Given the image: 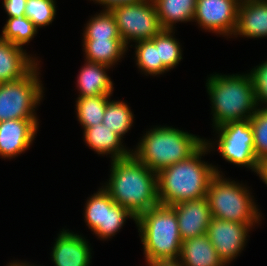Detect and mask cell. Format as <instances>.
I'll return each instance as SVG.
<instances>
[{
	"label": "cell",
	"mask_w": 267,
	"mask_h": 266,
	"mask_svg": "<svg viewBox=\"0 0 267 266\" xmlns=\"http://www.w3.org/2000/svg\"><path fill=\"white\" fill-rule=\"evenodd\" d=\"M109 180L102 183L115 203L135 217L158 204L157 173L145 166L133 153L111 160Z\"/></svg>",
	"instance_id": "obj_1"
},
{
	"label": "cell",
	"mask_w": 267,
	"mask_h": 266,
	"mask_svg": "<svg viewBox=\"0 0 267 266\" xmlns=\"http://www.w3.org/2000/svg\"><path fill=\"white\" fill-rule=\"evenodd\" d=\"M208 152L210 153L207 145L203 143L187 159L157 173L160 204L172 206L206 197L211 179L216 174H223L212 163L201 160Z\"/></svg>",
	"instance_id": "obj_2"
},
{
	"label": "cell",
	"mask_w": 267,
	"mask_h": 266,
	"mask_svg": "<svg viewBox=\"0 0 267 266\" xmlns=\"http://www.w3.org/2000/svg\"><path fill=\"white\" fill-rule=\"evenodd\" d=\"M206 89L211 101L212 126L250 119L258 109L250 73L210 74Z\"/></svg>",
	"instance_id": "obj_3"
},
{
	"label": "cell",
	"mask_w": 267,
	"mask_h": 266,
	"mask_svg": "<svg viewBox=\"0 0 267 266\" xmlns=\"http://www.w3.org/2000/svg\"><path fill=\"white\" fill-rule=\"evenodd\" d=\"M140 139L132 153L155 173L187 159L204 143V138L165 125L146 130Z\"/></svg>",
	"instance_id": "obj_4"
},
{
	"label": "cell",
	"mask_w": 267,
	"mask_h": 266,
	"mask_svg": "<svg viewBox=\"0 0 267 266\" xmlns=\"http://www.w3.org/2000/svg\"><path fill=\"white\" fill-rule=\"evenodd\" d=\"M134 223L143 244L146 263L179 259L183 241L177 215L171 206L158 204L139 214Z\"/></svg>",
	"instance_id": "obj_5"
},
{
	"label": "cell",
	"mask_w": 267,
	"mask_h": 266,
	"mask_svg": "<svg viewBox=\"0 0 267 266\" xmlns=\"http://www.w3.org/2000/svg\"><path fill=\"white\" fill-rule=\"evenodd\" d=\"M223 175L216 174L211 179L206 193L212 217L248 226L260 224L261 210L249 187Z\"/></svg>",
	"instance_id": "obj_6"
},
{
	"label": "cell",
	"mask_w": 267,
	"mask_h": 266,
	"mask_svg": "<svg viewBox=\"0 0 267 266\" xmlns=\"http://www.w3.org/2000/svg\"><path fill=\"white\" fill-rule=\"evenodd\" d=\"M39 65L19 80L0 83V122L9 119H38L36 107L40 106L44 96Z\"/></svg>",
	"instance_id": "obj_7"
},
{
	"label": "cell",
	"mask_w": 267,
	"mask_h": 266,
	"mask_svg": "<svg viewBox=\"0 0 267 266\" xmlns=\"http://www.w3.org/2000/svg\"><path fill=\"white\" fill-rule=\"evenodd\" d=\"M214 131L218 134L216 141L204 139L209 151L217 148L226 162L245 166L257 174L259 161L254 151L253 131L249 119L223 124L214 128ZM213 145H217L216 148Z\"/></svg>",
	"instance_id": "obj_8"
},
{
	"label": "cell",
	"mask_w": 267,
	"mask_h": 266,
	"mask_svg": "<svg viewBox=\"0 0 267 266\" xmlns=\"http://www.w3.org/2000/svg\"><path fill=\"white\" fill-rule=\"evenodd\" d=\"M110 11L115 18L119 35L127 47L131 42L151 40L162 30L153 0L120 5Z\"/></svg>",
	"instance_id": "obj_9"
},
{
	"label": "cell",
	"mask_w": 267,
	"mask_h": 266,
	"mask_svg": "<svg viewBox=\"0 0 267 266\" xmlns=\"http://www.w3.org/2000/svg\"><path fill=\"white\" fill-rule=\"evenodd\" d=\"M87 199L84 222L100 240L108 241V238L114 237L128 218L136 221V217L128 209L115 203L102 186Z\"/></svg>",
	"instance_id": "obj_10"
},
{
	"label": "cell",
	"mask_w": 267,
	"mask_h": 266,
	"mask_svg": "<svg viewBox=\"0 0 267 266\" xmlns=\"http://www.w3.org/2000/svg\"><path fill=\"white\" fill-rule=\"evenodd\" d=\"M253 228L255 226L212 217L206 234L219 258L228 266L244 250Z\"/></svg>",
	"instance_id": "obj_11"
},
{
	"label": "cell",
	"mask_w": 267,
	"mask_h": 266,
	"mask_svg": "<svg viewBox=\"0 0 267 266\" xmlns=\"http://www.w3.org/2000/svg\"><path fill=\"white\" fill-rule=\"evenodd\" d=\"M238 6L236 0H197L193 21L207 32L231 38L237 24Z\"/></svg>",
	"instance_id": "obj_12"
},
{
	"label": "cell",
	"mask_w": 267,
	"mask_h": 266,
	"mask_svg": "<svg viewBox=\"0 0 267 266\" xmlns=\"http://www.w3.org/2000/svg\"><path fill=\"white\" fill-rule=\"evenodd\" d=\"M39 119H9L0 122V157L12 159L24 153L36 138Z\"/></svg>",
	"instance_id": "obj_13"
},
{
	"label": "cell",
	"mask_w": 267,
	"mask_h": 266,
	"mask_svg": "<svg viewBox=\"0 0 267 266\" xmlns=\"http://www.w3.org/2000/svg\"><path fill=\"white\" fill-rule=\"evenodd\" d=\"M81 234L62 229L51 251L54 266H90L92 249Z\"/></svg>",
	"instance_id": "obj_14"
},
{
	"label": "cell",
	"mask_w": 267,
	"mask_h": 266,
	"mask_svg": "<svg viewBox=\"0 0 267 266\" xmlns=\"http://www.w3.org/2000/svg\"><path fill=\"white\" fill-rule=\"evenodd\" d=\"M171 207L177 215L182 241L207 232L212 215L206 197L181 202Z\"/></svg>",
	"instance_id": "obj_15"
},
{
	"label": "cell",
	"mask_w": 267,
	"mask_h": 266,
	"mask_svg": "<svg viewBox=\"0 0 267 266\" xmlns=\"http://www.w3.org/2000/svg\"><path fill=\"white\" fill-rule=\"evenodd\" d=\"M30 55L23 47L0 38V83L19 80L40 63Z\"/></svg>",
	"instance_id": "obj_16"
},
{
	"label": "cell",
	"mask_w": 267,
	"mask_h": 266,
	"mask_svg": "<svg viewBox=\"0 0 267 266\" xmlns=\"http://www.w3.org/2000/svg\"><path fill=\"white\" fill-rule=\"evenodd\" d=\"M233 35L236 38H267V0L239 4Z\"/></svg>",
	"instance_id": "obj_17"
},
{
	"label": "cell",
	"mask_w": 267,
	"mask_h": 266,
	"mask_svg": "<svg viewBox=\"0 0 267 266\" xmlns=\"http://www.w3.org/2000/svg\"><path fill=\"white\" fill-rule=\"evenodd\" d=\"M83 139L91 150L102 156L109 154L111 160L132 154V150L122 144L123 139L103 123L83 129Z\"/></svg>",
	"instance_id": "obj_18"
},
{
	"label": "cell",
	"mask_w": 267,
	"mask_h": 266,
	"mask_svg": "<svg viewBox=\"0 0 267 266\" xmlns=\"http://www.w3.org/2000/svg\"><path fill=\"white\" fill-rule=\"evenodd\" d=\"M111 67L90 61L84 62L77 75L78 97L112 95L113 81L106 73Z\"/></svg>",
	"instance_id": "obj_19"
},
{
	"label": "cell",
	"mask_w": 267,
	"mask_h": 266,
	"mask_svg": "<svg viewBox=\"0 0 267 266\" xmlns=\"http://www.w3.org/2000/svg\"><path fill=\"white\" fill-rule=\"evenodd\" d=\"M178 260L183 266H226L206 233L183 241Z\"/></svg>",
	"instance_id": "obj_20"
},
{
	"label": "cell",
	"mask_w": 267,
	"mask_h": 266,
	"mask_svg": "<svg viewBox=\"0 0 267 266\" xmlns=\"http://www.w3.org/2000/svg\"><path fill=\"white\" fill-rule=\"evenodd\" d=\"M86 61L114 67L126 55L128 47L122 39H82Z\"/></svg>",
	"instance_id": "obj_21"
},
{
	"label": "cell",
	"mask_w": 267,
	"mask_h": 266,
	"mask_svg": "<svg viewBox=\"0 0 267 266\" xmlns=\"http://www.w3.org/2000/svg\"><path fill=\"white\" fill-rule=\"evenodd\" d=\"M162 29L174 30L176 23L193 22L197 0H153ZM175 25V26H174Z\"/></svg>",
	"instance_id": "obj_22"
},
{
	"label": "cell",
	"mask_w": 267,
	"mask_h": 266,
	"mask_svg": "<svg viewBox=\"0 0 267 266\" xmlns=\"http://www.w3.org/2000/svg\"><path fill=\"white\" fill-rule=\"evenodd\" d=\"M112 95L77 97L76 117L83 129L103 123L104 112Z\"/></svg>",
	"instance_id": "obj_23"
},
{
	"label": "cell",
	"mask_w": 267,
	"mask_h": 266,
	"mask_svg": "<svg viewBox=\"0 0 267 266\" xmlns=\"http://www.w3.org/2000/svg\"><path fill=\"white\" fill-rule=\"evenodd\" d=\"M133 123L134 113L126 102L108 100L103 117L104 125L123 139V136L131 130Z\"/></svg>",
	"instance_id": "obj_24"
},
{
	"label": "cell",
	"mask_w": 267,
	"mask_h": 266,
	"mask_svg": "<svg viewBox=\"0 0 267 266\" xmlns=\"http://www.w3.org/2000/svg\"><path fill=\"white\" fill-rule=\"evenodd\" d=\"M135 62L137 68L146 76H159L169 70L159 60L158 48L152 40L135 42ZM148 74V75H147Z\"/></svg>",
	"instance_id": "obj_25"
},
{
	"label": "cell",
	"mask_w": 267,
	"mask_h": 266,
	"mask_svg": "<svg viewBox=\"0 0 267 266\" xmlns=\"http://www.w3.org/2000/svg\"><path fill=\"white\" fill-rule=\"evenodd\" d=\"M84 27L83 39H121L115 18L108 10L96 13Z\"/></svg>",
	"instance_id": "obj_26"
},
{
	"label": "cell",
	"mask_w": 267,
	"mask_h": 266,
	"mask_svg": "<svg viewBox=\"0 0 267 266\" xmlns=\"http://www.w3.org/2000/svg\"><path fill=\"white\" fill-rule=\"evenodd\" d=\"M174 34L175 30L162 29L151 39L158 48L159 60L168 70L178 66L183 59L182 47L179 40L173 36Z\"/></svg>",
	"instance_id": "obj_27"
},
{
	"label": "cell",
	"mask_w": 267,
	"mask_h": 266,
	"mask_svg": "<svg viewBox=\"0 0 267 266\" xmlns=\"http://www.w3.org/2000/svg\"><path fill=\"white\" fill-rule=\"evenodd\" d=\"M37 33L38 29L34 26L33 22L26 16H19L6 20L0 38L14 45L23 47L30 43Z\"/></svg>",
	"instance_id": "obj_28"
},
{
	"label": "cell",
	"mask_w": 267,
	"mask_h": 266,
	"mask_svg": "<svg viewBox=\"0 0 267 266\" xmlns=\"http://www.w3.org/2000/svg\"><path fill=\"white\" fill-rule=\"evenodd\" d=\"M55 0H27L25 16L39 30L50 25L56 16Z\"/></svg>",
	"instance_id": "obj_29"
},
{
	"label": "cell",
	"mask_w": 267,
	"mask_h": 266,
	"mask_svg": "<svg viewBox=\"0 0 267 266\" xmlns=\"http://www.w3.org/2000/svg\"><path fill=\"white\" fill-rule=\"evenodd\" d=\"M249 121L253 131L256 158L261 161L267 157V107H258Z\"/></svg>",
	"instance_id": "obj_30"
},
{
	"label": "cell",
	"mask_w": 267,
	"mask_h": 266,
	"mask_svg": "<svg viewBox=\"0 0 267 266\" xmlns=\"http://www.w3.org/2000/svg\"><path fill=\"white\" fill-rule=\"evenodd\" d=\"M258 107H267V60L255 66L250 72ZM262 102V103H261Z\"/></svg>",
	"instance_id": "obj_31"
},
{
	"label": "cell",
	"mask_w": 267,
	"mask_h": 266,
	"mask_svg": "<svg viewBox=\"0 0 267 266\" xmlns=\"http://www.w3.org/2000/svg\"><path fill=\"white\" fill-rule=\"evenodd\" d=\"M27 0H3L2 5L8 18L25 16Z\"/></svg>",
	"instance_id": "obj_32"
},
{
	"label": "cell",
	"mask_w": 267,
	"mask_h": 266,
	"mask_svg": "<svg viewBox=\"0 0 267 266\" xmlns=\"http://www.w3.org/2000/svg\"><path fill=\"white\" fill-rule=\"evenodd\" d=\"M93 1L95 4H101V6L104 7V10L110 11L114 7L120 6V5H126V4H135L139 3L144 0H90Z\"/></svg>",
	"instance_id": "obj_33"
},
{
	"label": "cell",
	"mask_w": 267,
	"mask_h": 266,
	"mask_svg": "<svg viewBox=\"0 0 267 266\" xmlns=\"http://www.w3.org/2000/svg\"><path fill=\"white\" fill-rule=\"evenodd\" d=\"M257 176L267 185V157L259 161Z\"/></svg>",
	"instance_id": "obj_34"
},
{
	"label": "cell",
	"mask_w": 267,
	"mask_h": 266,
	"mask_svg": "<svg viewBox=\"0 0 267 266\" xmlns=\"http://www.w3.org/2000/svg\"><path fill=\"white\" fill-rule=\"evenodd\" d=\"M147 266H183L179 260H156L147 262Z\"/></svg>",
	"instance_id": "obj_35"
},
{
	"label": "cell",
	"mask_w": 267,
	"mask_h": 266,
	"mask_svg": "<svg viewBox=\"0 0 267 266\" xmlns=\"http://www.w3.org/2000/svg\"><path fill=\"white\" fill-rule=\"evenodd\" d=\"M236 1L238 4H243V3L262 1V0H236Z\"/></svg>",
	"instance_id": "obj_36"
},
{
	"label": "cell",
	"mask_w": 267,
	"mask_h": 266,
	"mask_svg": "<svg viewBox=\"0 0 267 266\" xmlns=\"http://www.w3.org/2000/svg\"><path fill=\"white\" fill-rule=\"evenodd\" d=\"M18 266H36V265H34V264H29V262H19V260H18Z\"/></svg>",
	"instance_id": "obj_37"
},
{
	"label": "cell",
	"mask_w": 267,
	"mask_h": 266,
	"mask_svg": "<svg viewBox=\"0 0 267 266\" xmlns=\"http://www.w3.org/2000/svg\"><path fill=\"white\" fill-rule=\"evenodd\" d=\"M7 266H18V261H13L11 263H8Z\"/></svg>",
	"instance_id": "obj_38"
}]
</instances>
